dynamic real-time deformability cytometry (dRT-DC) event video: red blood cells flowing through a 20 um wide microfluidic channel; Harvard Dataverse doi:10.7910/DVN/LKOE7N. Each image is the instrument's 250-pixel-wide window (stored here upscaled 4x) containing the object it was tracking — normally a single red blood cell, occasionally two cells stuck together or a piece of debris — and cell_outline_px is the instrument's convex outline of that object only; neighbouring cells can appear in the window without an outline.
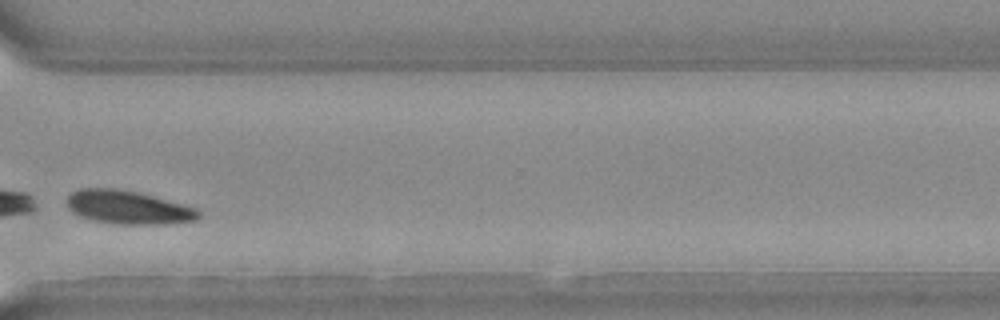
{"species": "Egyptian fruit bat (a non-hibernating species)", "species_latin": "Rousettus aegyptiacus", "temperature_condition": "warm", "stored_images_in_passage": 20, "camera_frame_rate_fps": 3000, "um_per_image_px": 0.085, "animal": {"sex": "female"}, "frame": {"image": 1, "passage_image": 17, "time_ms": 5.333, "image_size_px": [1000, 320], "cell_outline_px": [[200, 216], [196, 220], [164, 224], [120, 224], [92, 220], [80, 216], [72, 212], [68, 208], [68, 196], [72, 192], [80, 188], [112, 188], [132, 192], [196, 208], [200, 212]], "centroid_in_image_um": [10.84, 17.64], "position_along_channel_um": 359.8, "area_um2": 25.03}}